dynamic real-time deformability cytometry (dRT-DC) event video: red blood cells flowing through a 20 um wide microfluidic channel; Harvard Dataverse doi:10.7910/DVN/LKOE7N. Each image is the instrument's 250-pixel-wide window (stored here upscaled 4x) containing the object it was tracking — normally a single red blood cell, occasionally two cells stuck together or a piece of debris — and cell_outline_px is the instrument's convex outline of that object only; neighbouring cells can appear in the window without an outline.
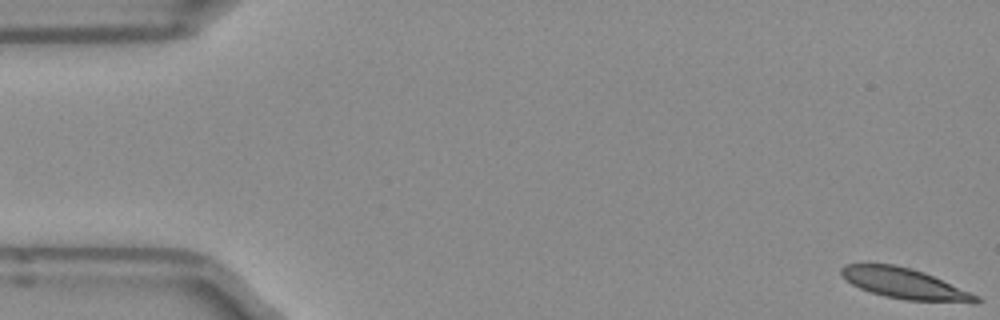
{"species": "Egyptian fruit bat (a non-hibernating species)", "species_latin": "Rousettus aegyptiacus", "temperature_condition": "room temperature", "stored_images_in_passage": 4, "segment_of_instrument_passage": [2, 2], "camera_frame_rate_fps": 3000, "um_per_image_px": 0.085, "frame": {"image": 1, "passage_image": 4, "time_ms": 1.0, "image_size_px": [1000, 320], "cell_outline_px": [[980, 304], [972, 304], [904, 300], [884, 296], [860, 288], [844, 280], [840, 276], [840, 268], [844, 264], [892, 264], [912, 268], [924, 272], [980, 296]], "centroid_in_image_um": [76.94, 24.13], "position_along_channel_um": 8.1, "area_um2": 24.51}}